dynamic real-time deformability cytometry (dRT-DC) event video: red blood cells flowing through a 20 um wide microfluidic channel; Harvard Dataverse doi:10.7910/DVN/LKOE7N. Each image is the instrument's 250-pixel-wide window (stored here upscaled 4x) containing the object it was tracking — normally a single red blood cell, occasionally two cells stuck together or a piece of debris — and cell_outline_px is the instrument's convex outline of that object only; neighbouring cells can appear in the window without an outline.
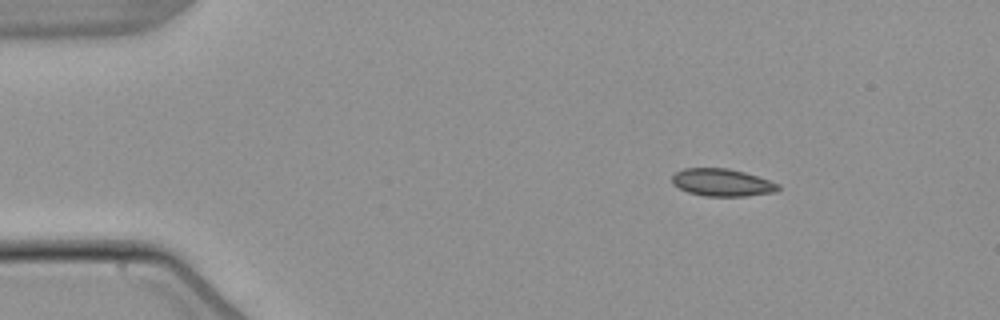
{"species": "common noctule bat (a hibernating species)", "species_latin": "Nyctalus noctula", "temperature_condition": "warm", "stored_images_in_passage": 4, "camera_frame_rate_fps": 3000, "um_per_image_px": 0.085, "animal": {"sex": "male", "body_mass_g": 21.5, "forearm_length_mm": 52.0}, "frame": {"image": 1, "passage_image": 1, "time_ms": 0.0, "image_size_px": [1000, 320], "cell_outline_px": [[780, 188], [776, 192], [744, 196], [704, 196], [688, 192], [672, 184], [672, 176], [676, 172], [684, 168], [728, 168], [744, 172], [780, 184]], "centroid_in_image_um": [61.37, 15.51], "position_along_channel_um": 23.6, "area_um2": 16.94}}
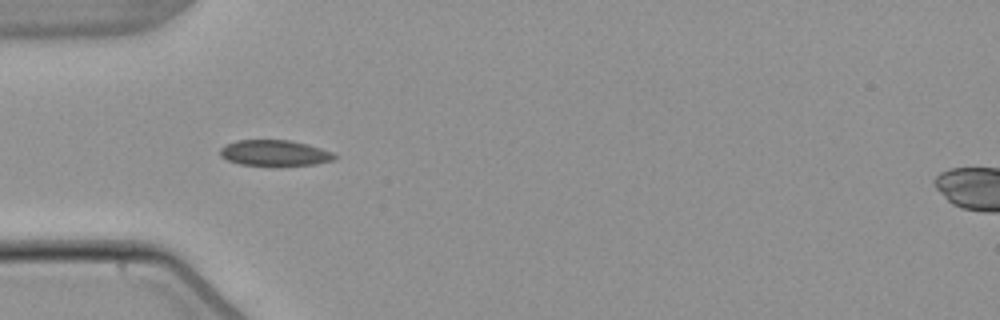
{"frame": {"image": 2, "passage_image": 3, "time_ms": 3.0, "image_size_px": [1000, 320], "cell_outline_px": [[340, 156], [336, 160], [316, 164], [240, 164], [228, 160], [220, 156], [220, 148], [236, 140], [288, 140], [308, 144], [332, 152]], "centroid_in_image_um": [23.39, 12.98], "position_along_channel_um": 61.6, "area_um2": 16.88}}